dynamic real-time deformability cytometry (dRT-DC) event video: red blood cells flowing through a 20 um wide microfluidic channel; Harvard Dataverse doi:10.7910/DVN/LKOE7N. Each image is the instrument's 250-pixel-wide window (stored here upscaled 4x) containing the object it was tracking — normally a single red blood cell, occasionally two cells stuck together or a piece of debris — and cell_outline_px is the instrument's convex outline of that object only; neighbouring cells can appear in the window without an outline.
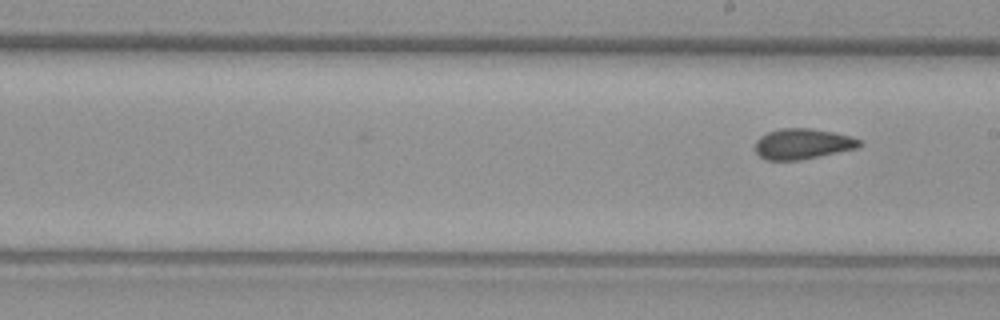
{"species": "common noctule bat (a hibernating species)", "species_latin": "Nyctalus noctula", "temperature_condition": "warm", "stored_images_in_passage": 35, "segment_of_instrument_passage": [2, 2], "camera_frame_rate_fps": 3000, "um_per_image_px": 0.085, "animal": {"sex": "female", "body_mass_g": 29.2, "forearm_length_mm": 56.3}, "frame": {"image": 1, "passage_image": 35, "time_ms": 11.333, "image_size_px": [1000, 320], "cell_outline_px": [[864, 144], [856, 148], [800, 160], [764, 160], [756, 152], [756, 140], [760, 136], [768, 132], [780, 128], [812, 128], [852, 136], [860, 140]], "centroid_in_image_um": [68.22, 12.22], "position_along_channel_um": 220.8, "area_um2": 18.55}}